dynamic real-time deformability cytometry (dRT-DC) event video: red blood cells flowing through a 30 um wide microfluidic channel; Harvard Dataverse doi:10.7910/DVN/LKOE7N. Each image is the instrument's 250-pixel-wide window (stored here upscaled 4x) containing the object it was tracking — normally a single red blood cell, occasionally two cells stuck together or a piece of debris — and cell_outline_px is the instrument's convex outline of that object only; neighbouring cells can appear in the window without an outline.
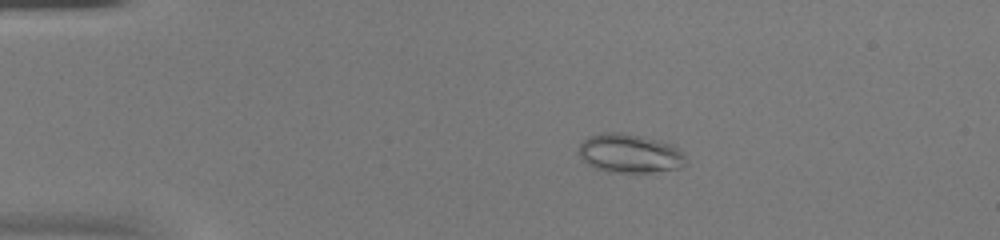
{"species": "common noctule bat (a hibernating species)", "species_latin": "Nyctalus noctula", "temperature_condition": "warm", "stored_images_in_passage": 54, "camera_frame_rate_fps": 3000, "um_per_image_px": 0.085, "animal": {"sex": "female", "body_mass_g": 20.0, "forearm_length_mm": 54.0}, "frame": {"image": 1, "passage_image": 11, "time_ms": 3.333, "image_size_px": [1000, 240], "cell_outline_px": [[688, 164], [680, 168], [652, 172], [608, 172], [596, 168], [588, 164], [576, 152], [580, 144], [588, 136], [600, 132], [624, 132], [644, 136], [676, 144], [684, 152]], "centroid_in_image_um": [53.58, 13.02], "position_along_channel_um": 31.4, "area_um2": 24.97}}
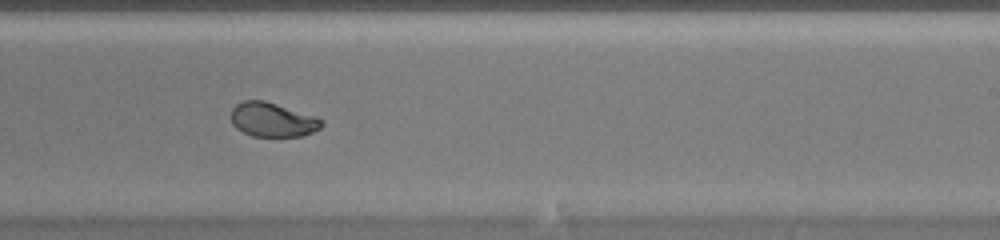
{"frame": {"image": 2, "passage_image": 34, "time_ms": 11.0, "image_size_px": [1000, 240], "cell_outline_px": [[324, 124], [320, 128], [312, 132], [300, 136], [252, 136], [236, 128], [232, 124], [232, 108], [236, 104], [244, 100], [264, 100], [316, 116], [324, 120]], "centroid_in_image_um": [23.18, 10.17], "position_along_channel_um": 265.8, "area_um2": 18.03}}
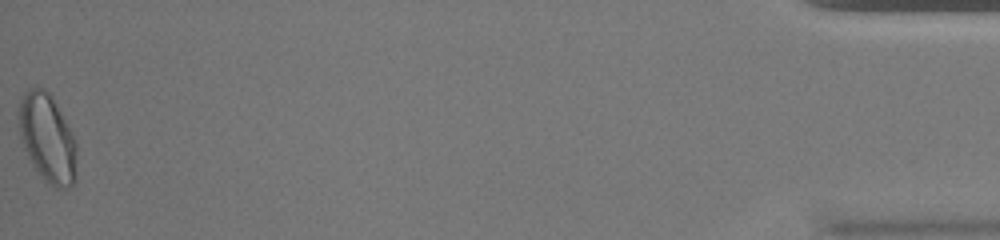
{"frame": {"image": 3, "passage_image": 54, "time_ms": 17.667, "image_size_px": [1000, 240], "cell_outline_px": [[76, 184], [68, 188], [56, 188], [36, 172], [24, 148], [20, 136], [16, 112], [16, 108], [24, 92], [28, 88], [44, 88], [52, 96], [72, 132], [76, 140]], "centroid_in_image_um": [4.01, 11.73], "position_along_channel_um": 431.2, "area_um2": 30.35}, "authors_computed_cell_mechanics": {"area_um2": 22.2819, "velocity_mm_per_s": 3.8789, "shape_relaxation_time_tau1_ms": 7.4941, "shape_relaxation_time_tau2_ms": null, "deformation_change_tau1": 0.2111, "deformation_change_tau2": null}}